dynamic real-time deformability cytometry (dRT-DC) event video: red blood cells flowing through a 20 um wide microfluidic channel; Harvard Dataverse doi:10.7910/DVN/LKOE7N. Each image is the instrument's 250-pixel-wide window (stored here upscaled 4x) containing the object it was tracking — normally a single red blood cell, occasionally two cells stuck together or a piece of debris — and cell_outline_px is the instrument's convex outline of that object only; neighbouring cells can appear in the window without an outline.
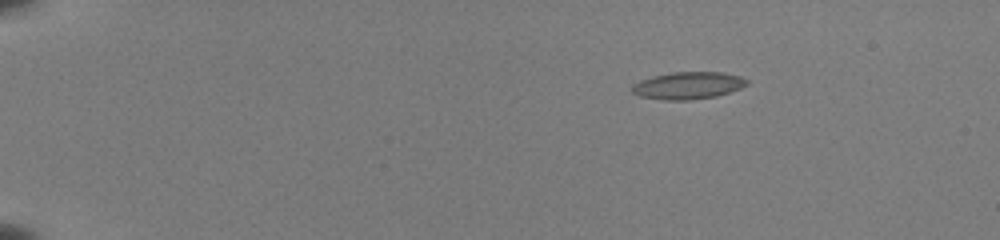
{"species": "common noctule bat (a hibernating species)", "species_latin": "Nyctalus noctula", "temperature_condition": "room temperature", "stored_images_in_passage": 47, "camera_frame_rate_fps": 3000, "um_per_image_px": 0.085, "animal": {"sex": "female", "body_mass_g": 22.0, "forearm_length_mm": 56.7}, "frame": {"image": 1, "passage_image": 2, "time_ms": 0.333, "image_size_px": [1000, 240], "cell_outline_px": [[748, 84], [740, 88], [716, 96], [688, 100], [664, 100], [640, 96], [632, 92], [632, 84], [640, 80], [652, 76], [672, 72], [724, 72], [740, 76], [748, 80]], "centroid_in_image_um": [58.47, 7.26], "position_along_channel_um": 26.5, "area_um2": 18.21}}
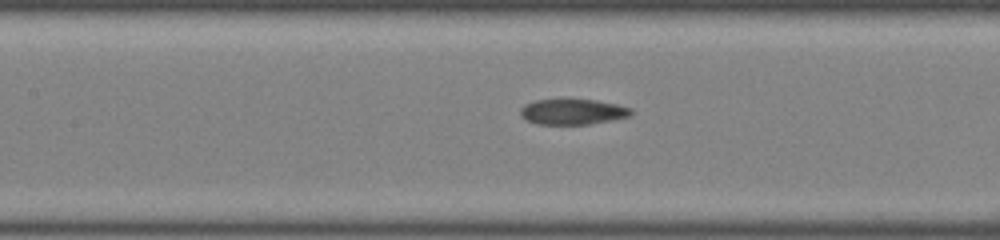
{"frame": {"image": 2, "passage_image": 21, "time_ms": 6.667, "image_size_px": [1000, 240], "cell_outline_px": [[632, 112], [628, 116], [612, 120], [588, 124], [536, 124], [520, 116], [520, 108], [524, 104], [536, 100], [596, 100], [616, 104], [632, 108]], "centroid_in_image_um": [48.65, 9.5], "position_along_channel_um": 158.7, "area_um2": 16.3}}
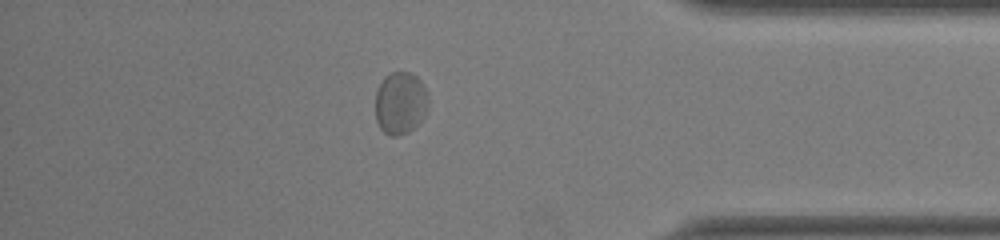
{"frame": {"image": 3, "passage_image": 41, "time_ms": 13.333, "image_size_px": [1000, 240], "cell_outline_px": [[428, 108], [424, 116], [408, 132], [396, 136], [388, 136], [380, 128], [376, 120], [376, 92], [384, 76], [392, 72], [408, 72], [416, 76], [420, 80], [428, 92]], "centroid_in_image_um": [34.03, 8.75], "position_along_channel_um": 401.2, "area_um2": 19.31}, "authors_computed_cell_mechanics": {"area_um2": 17.5134, "velocity_mm_per_s": 3.8981, "shape_relaxation_time_tau1_ms": 4.1361, "shape_relaxation_time_tau2_ms": 1.0856, "deformation_change_tau1": 0.0952, "deformation_change_tau2": 0.0502}}